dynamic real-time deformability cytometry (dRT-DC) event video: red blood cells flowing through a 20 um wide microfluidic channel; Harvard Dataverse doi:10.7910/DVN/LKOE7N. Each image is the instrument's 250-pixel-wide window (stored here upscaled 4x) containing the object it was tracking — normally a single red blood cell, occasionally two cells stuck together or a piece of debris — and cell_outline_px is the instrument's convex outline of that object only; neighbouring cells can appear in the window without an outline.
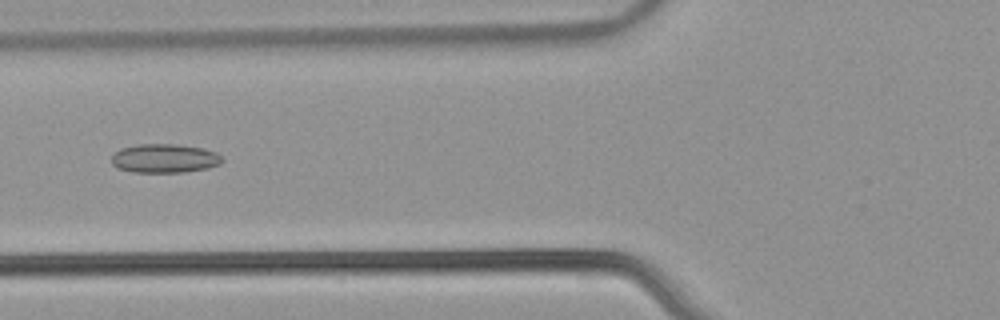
{"species": "common noctule bat (a hibernating species)", "species_latin": "Nyctalus noctula", "temperature_condition": "warm", "stored_images_in_passage": 48, "camera_frame_rate_fps": 3000, "um_per_image_px": 0.085, "animal": {"sex": "male", "body_mass_g": 21.5, "forearm_length_mm": 52.0}, "frame": {"image": 1, "passage_image": 16, "time_ms": 5.0, "image_size_px": [1000, 320], "cell_outline_px": [[224, 160], [220, 164], [208, 168], [184, 172], [132, 172], [116, 168], [112, 164], [112, 156], [120, 148], [136, 144], [176, 144], [204, 148], [216, 152]], "centroid_in_image_um": [13.98, 13.46], "position_along_channel_um": 111.8, "area_um2": 18.79}}
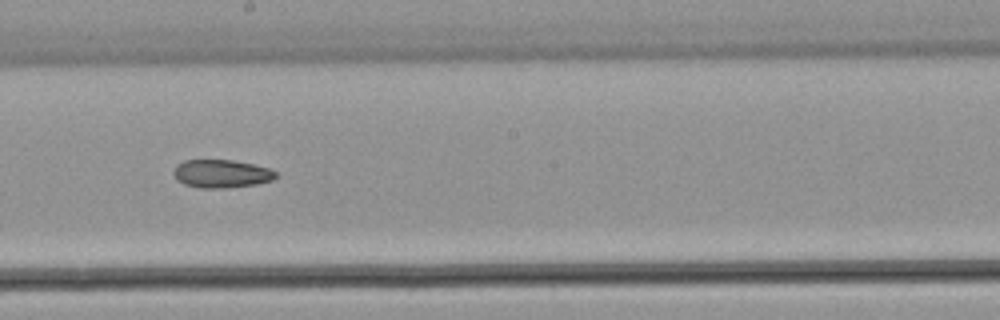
{"frame": {"image": 2, "passage_image": 25, "time_ms": 8.0, "image_size_px": [1000, 320], "cell_outline_px": [[276, 176], [272, 180], [256, 184], [224, 188], [200, 188], [184, 184], [176, 180], [172, 172], [176, 164], [184, 160], [232, 160], [252, 164], [268, 168], [276, 172]], "centroid_in_image_um": [18.76, 14.76], "position_along_channel_um": 229.4, "area_um2": 16.76}}
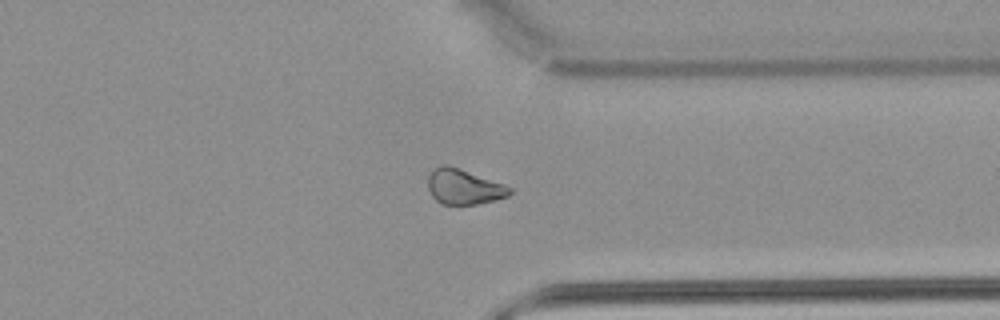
{"frame": {"image": 3, "passage_image": 36, "time_ms": 11.667, "image_size_px": [1000, 320], "cell_outline_px": [[512, 192], [508, 196], [496, 200], [460, 208], [440, 204], [432, 196], [428, 188], [428, 176], [432, 168], [444, 164], [448, 164], [460, 168], [504, 184], [512, 188]], "centroid_in_image_um": [39.4, 15.91], "position_along_channel_um": 372.0, "area_um2": 17.51}}